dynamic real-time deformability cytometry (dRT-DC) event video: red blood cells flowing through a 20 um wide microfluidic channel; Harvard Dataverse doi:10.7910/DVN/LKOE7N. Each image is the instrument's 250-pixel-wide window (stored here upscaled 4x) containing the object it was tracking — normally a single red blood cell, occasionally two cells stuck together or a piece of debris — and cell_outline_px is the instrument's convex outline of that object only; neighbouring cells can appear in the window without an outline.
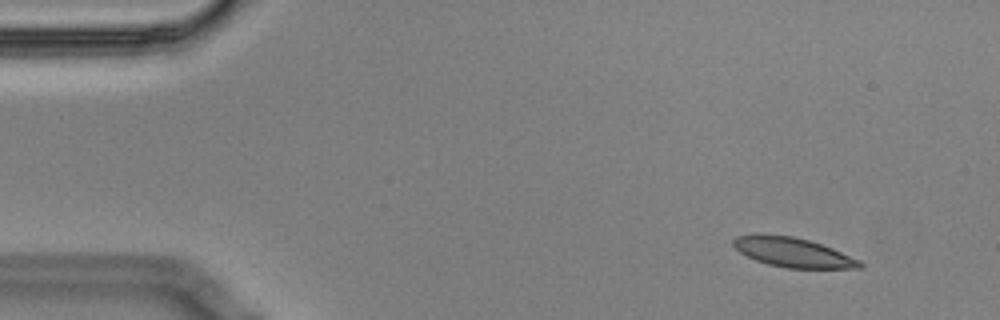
{"species": "Egyptian fruit bat (a non-hibernating species)", "species_latin": "Rousettus aegyptiacus", "temperature_condition": "cold", "stored_images_in_passage": 5, "segment_of_instrument_passage": [1, 2], "camera_frame_rate_fps": 3000, "um_per_image_px": 0.085, "animal": {"sex": "male"}, "frame": {"image": 1, "passage_image": 1, "time_ms": 0.0, "image_size_px": [1000, 320], "cell_outline_px": [[864, 268], [788, 268], [768, 264], [756, 260], [740, 252], [732, 244], [732, 240], [736, 236], [792, 236], [808, 240], [832, 248], [860, 260], [864, 264]], "centroid_in_image_um": [67.46, 21.48], "position_along_channel_um": 17.5, "area_um2": 21.1}}